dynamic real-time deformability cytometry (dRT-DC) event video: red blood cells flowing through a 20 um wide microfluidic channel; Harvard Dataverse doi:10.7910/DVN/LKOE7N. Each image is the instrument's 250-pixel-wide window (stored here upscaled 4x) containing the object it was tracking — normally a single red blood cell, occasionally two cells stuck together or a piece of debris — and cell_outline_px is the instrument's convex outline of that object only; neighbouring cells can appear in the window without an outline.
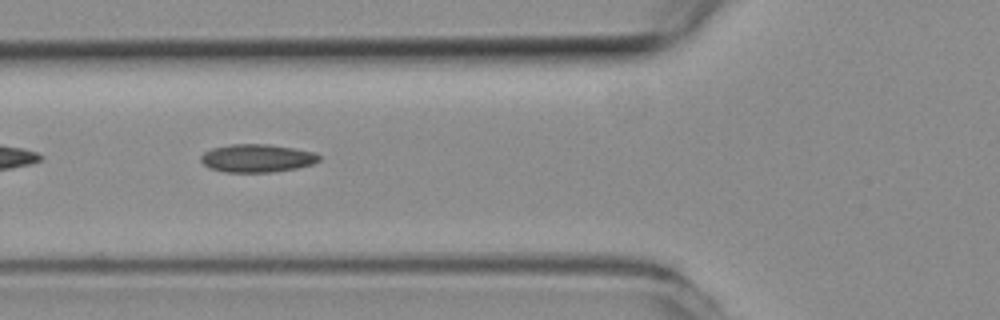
{"species": "common noctule bat (a hibernating species)", "species_latin": "Nyctalus noctula", "temperature_condition": "room temperature", "stored_images_in_passage": 34, "camera_frame_rate_fps": 3000, "um_per_image_px": 0.085, "animal": {"sex": "female", "body_mass_g": 19.3, "forearm_length_mm": 54.1}, "frame": {"image": 1, "passage_image": 3, "time_ms": 0.667, "image_size_px": [1000, 320], "cell_outline_px": [[320, 160], [312, 164], [296, 168], [276, 172], [224, 172], [208, 168], [200, 160], [200, 156], [204, 152], [212, 148], [232, 144], [264, 144], [292, 148], [316, 152], [320, 156]], "centroid_in_image_um": [21.83, 13.45], "position_along_channel_um": 104.0, "area_um2": 19.36}}
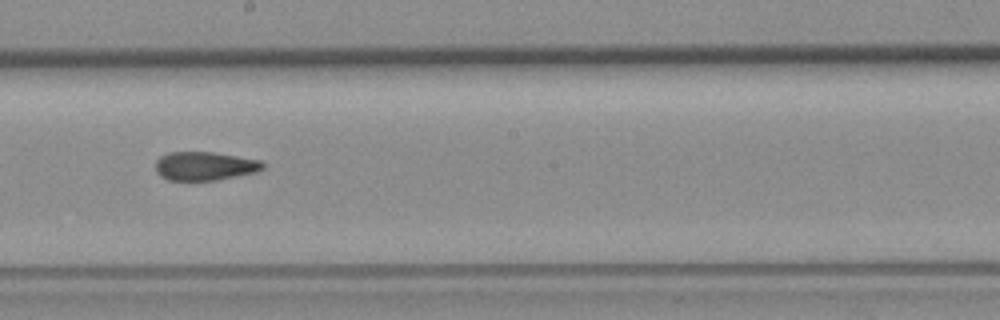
{"frame": {"image": 2, "passage_image": 13, "time_ms": 4.0, "image_size_px": [1000, 320], "cell_outline_px": [[264, 168], [256, 172], [216, 180], [168, 180], [160, 176], [156, 172], [156, 160], [160, 156], [168, 152], [212, 152], [264, 160]], "centroid_in_image_um": [17.41, 14.1], "position_along_channel_um": 230.8, "area_um2": 18.03}}
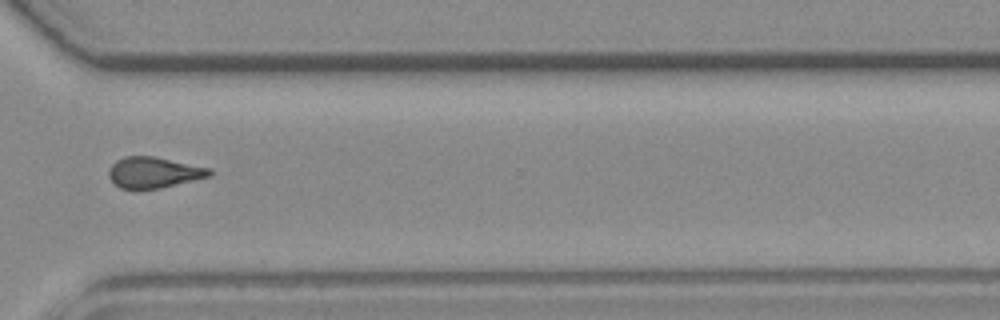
{"frame": {"image": 3, "passage_image": 23, "time_ms": 7.333, "image_size_px": [1000, 320], "cell_outline_px": [[212, 176], [160, 188], [136, 192], [120, 188], [108, 176], [108, 172], [112, 164], [116, 160], [124, 156], [156, 156], [212, 168]], "centroid_in_image_um": [13.07, 14.68], "position_along_channel_um": 357.5, "area_um2": 18.79}}